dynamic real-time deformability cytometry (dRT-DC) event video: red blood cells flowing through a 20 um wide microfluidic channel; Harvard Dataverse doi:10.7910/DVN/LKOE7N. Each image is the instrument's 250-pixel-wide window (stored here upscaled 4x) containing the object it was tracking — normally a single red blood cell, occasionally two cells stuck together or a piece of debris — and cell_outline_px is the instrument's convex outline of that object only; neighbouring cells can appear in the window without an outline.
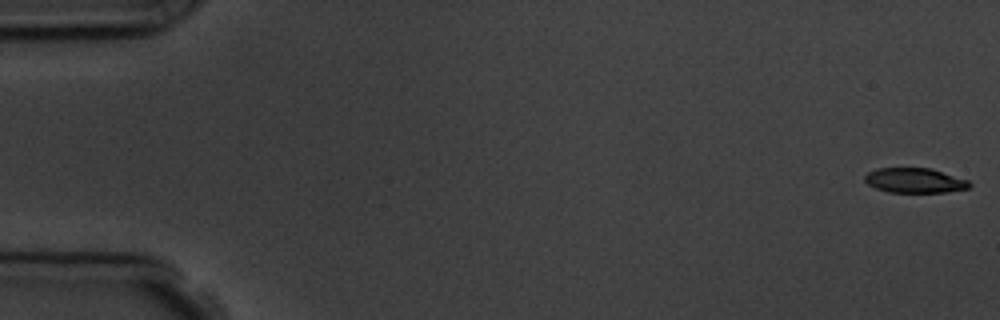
{"species": "common noctule bat (a hibernating species)", "species_latin": "Nyctalus noctula", "temperature_condition": "room temperature", "stored_images_in_passage": 9, "camera_frame_rate_fps": 3000, "um_per_image_px": 0.085, "animal": {"sex": "male", "body_mass_g": 19.5, "forearm_length_mm": 54.6}, "frame": {"image": 1, "passage_image": 1, "time_ms": 0.0, "image_size_px": [1000, 320], "cell_outline_px": [[972, 184], [968, 188], [948, 192], [888, 192], [876, 188], [868, 184], [864, 180], [864, 176], [868, 172], [876, 168], [932, 168], [968, 180]], "centroid_in_image_um": [77.75, 15.33], "position_along_channel_um": 7.2, "area_um2": 15.2}}